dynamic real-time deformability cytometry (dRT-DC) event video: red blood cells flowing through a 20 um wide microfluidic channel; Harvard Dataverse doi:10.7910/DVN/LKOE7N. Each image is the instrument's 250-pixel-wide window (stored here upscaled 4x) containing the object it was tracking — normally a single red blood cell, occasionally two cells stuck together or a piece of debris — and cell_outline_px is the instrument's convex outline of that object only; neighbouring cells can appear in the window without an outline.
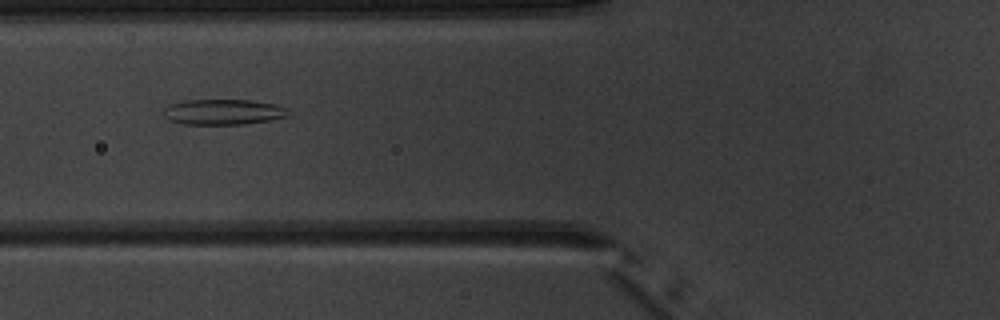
{"species": "common noctule bat (a hibernating species)", "species_latin": "Nyctalus noctula", "temperature_condition": "warm", "stored_images_in_passage": 2, "camera_frame_rate_fps": 3000, "um_per_image_px": 0.085, "animal": {"sex": "male", "body_mass_g": 20.1, "forearm_length_mm": 53.5}, "frame": {"image": 1, "passage_image": 2, "time_ms": 1.0, "image_size_px": [1000, 320], "cell_outline_px": [[292, 116], [244, 124], [184, 124], [168, 120], [160, 112], [168, 104], [184, 100], [252, 100], [272, 104], [288, 108]], "centroid_in_image_um": [18.94, 9.51], "position_along_channel_um": 106.9, "area_um2": 18.79}}